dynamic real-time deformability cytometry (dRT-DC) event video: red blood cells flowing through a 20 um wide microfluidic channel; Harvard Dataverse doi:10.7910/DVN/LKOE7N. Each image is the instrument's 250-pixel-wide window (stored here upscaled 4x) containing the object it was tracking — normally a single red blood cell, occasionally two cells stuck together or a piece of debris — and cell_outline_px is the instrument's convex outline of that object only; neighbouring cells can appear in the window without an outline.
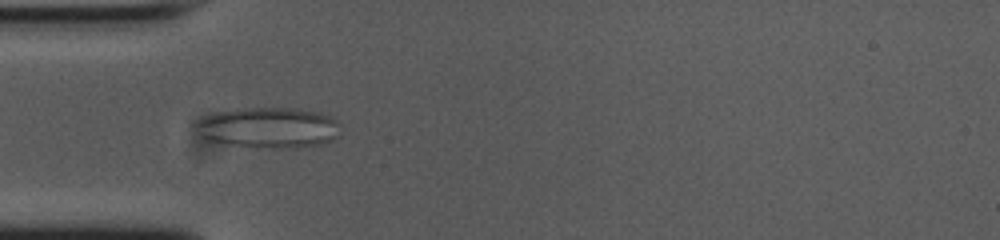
{"species": "common noctule bat (a hibernating species)", "species_latin": "Nyctalus noctula", "temperature_condition": "cold", "stored_images_in_passage": 42, "camera_frame_rate_fps": 3000, "um_per_image_px": 0.085, "animal": {"sex": "female", "body_mass_g": 23.0, "forearm_length_mm": 53.4}, "frame": {"image": 1, "passage_image": 2, "time_ms": 0.333, "image_size_px": [1000, 240], "cell_outline_px": [[340, 136], [332, 140], [316, 144], [232, 144], [212, 140], [204, 136], [192, 124], [204, 116], [236, 108], [296, 108], [320, 112], [336, 120]], "centroid_in_image_um": [22.83, 10.76], "position_along_channel_um": 62.2, "area_um2": 32.25}}
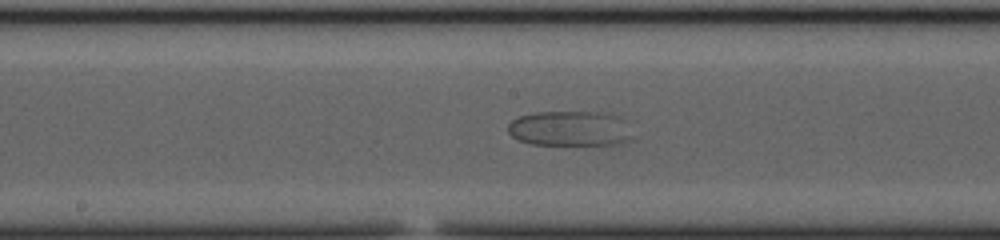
{"frame": {"image": 2, "passage_image": 14, "time_ms": 4.333, "image_size_px": [1000, 240], "cell_outline_px": [[628, 140], [612, 144], [532, 144], [520, 140], [512, 136], [508, 132], [508, 124], [512, 120], [520, 116], [532, 112], [600, 112], [620, 116], [624, 120]], "centroid_in_image_um": [48.35, 10.9], "position_along_channel_um": 199.9, "area_um2": 24.91}}
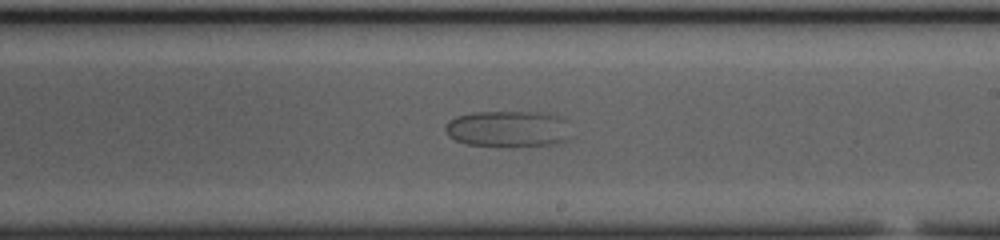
{"frame": {"image": 3, "passage_image": 18, "time_ms": 5.667, "image_size_px": [1000, 240], "cell_outline_px": [[564, 140], [548, 144], [468, 144], [456, 140], [448, 136], [444, 128], [444, 124], [448, 120], [456, 116], [472, 112], [548, 112], [560, 116], [564, 120]], "centroid_in_image_um": [43.04, 10.89], "position_along_channel_um": 246.0, "area_um2": 25.43}}